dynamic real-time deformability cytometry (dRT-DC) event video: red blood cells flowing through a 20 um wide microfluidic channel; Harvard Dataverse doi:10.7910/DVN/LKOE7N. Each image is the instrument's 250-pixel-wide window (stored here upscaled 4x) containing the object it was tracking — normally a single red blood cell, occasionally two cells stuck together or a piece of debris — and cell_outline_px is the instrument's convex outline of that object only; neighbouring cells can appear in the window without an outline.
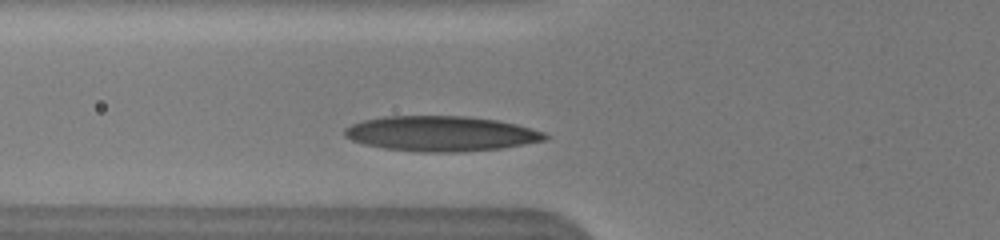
{"species": "human", "species_latin": "Homo sapiens", "temperature_condition": "warm", "stored_images_in_passage": 21, "camera_frame_rate_fps": 3000, "um_per_image_px": 0.085, "donor": {"sex": "male"}, "frame": {"image": 1, "passage_image": 8, "time_ms": 1.667, "image_size_px": [1000, 240], "cell_outline_px": [[548, 136], [544, 140], [524, 144], [500, 148], [460, 152], [420, 152], [384, 148], [364, 144], [352, 140], [344, 136], [344, 128], [352, 124], [364, 120], [384, 116], [468, 116], [496, 120], [516, 124], [532, 128], [544, 132]], "centroid_in_image_um": [37.46, 11.35], "position_along_channel_um": 88.3, "area_um2": 40.98}}